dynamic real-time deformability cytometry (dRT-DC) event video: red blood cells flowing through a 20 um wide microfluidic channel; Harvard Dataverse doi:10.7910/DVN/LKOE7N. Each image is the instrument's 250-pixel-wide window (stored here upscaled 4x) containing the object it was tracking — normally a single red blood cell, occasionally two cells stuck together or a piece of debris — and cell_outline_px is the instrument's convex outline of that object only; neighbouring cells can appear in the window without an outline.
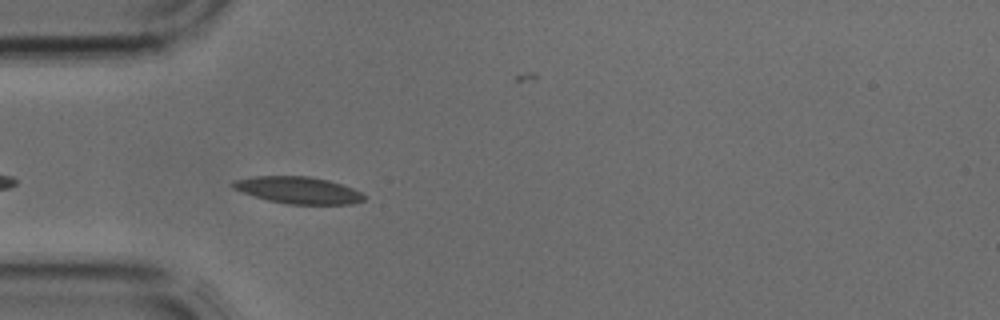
{"species": "common noctule bat (a hibernating species)", "species_latin": "Nyctalus noctula", "temperature_condition": "cold", "stored_images_in_passage": 5, "camera_frame_rate_fps": 3000, "um_per_image_px": 0.085, "animal": {"sex": "male", "body_mass_g": 17.9, "forearm_length_mm": 54.2}, "frame": {"image": 1, "passage_image": 4, "time_ms": 1.0, "image_size_px": [1000, 320], "cell_outline_px": [[368, 196], [364, 200], [352, 204], [288, 204], [268, 200], [232, 188], [232, 184], [236, 180], [252, 176], [308, 176], [328, 180], [352, 188]], "centroid_in_image_um": [25.39, 16.16], "position_along_channel_um": 59.6, "area_um2": 20.35}}